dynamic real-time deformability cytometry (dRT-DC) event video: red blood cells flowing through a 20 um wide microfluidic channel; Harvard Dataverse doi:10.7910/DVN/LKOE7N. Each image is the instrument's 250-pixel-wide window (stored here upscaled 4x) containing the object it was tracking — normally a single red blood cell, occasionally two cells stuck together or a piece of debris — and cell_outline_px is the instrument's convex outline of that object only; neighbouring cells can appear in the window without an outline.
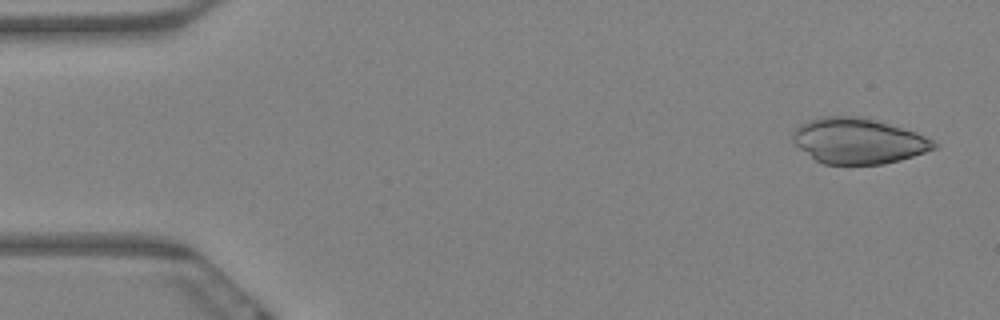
{"species": "Egyptian fruit bat (a non-hibernating species)", "species_latin": "Rousettus aegyptiacus", "temperature_condition": "warm", "stored_images_in_passage": 5, "camera_frame_rate_fps": 3000, "um_per_image_px": 0.085, "animal": {"sex": "female"}, "frame": {"image": 1, "passage_image": 1, "time_ms": 0.0, "image_size_px": [1000, 320], "cell_outline_px": [[936, 148], [900, 160], [884, 164], [824, 164], [816, 160], [800, 148], [792, 140], [792, 132], [800, 124], [808, 120], [824, 116], [860, 116], [916, 132], [932, 140], [936, 144]], "centroid_in_image_um": [72.92, 11.97], "position_along_channel_um": 12.1, "area_um2": 37.11}}